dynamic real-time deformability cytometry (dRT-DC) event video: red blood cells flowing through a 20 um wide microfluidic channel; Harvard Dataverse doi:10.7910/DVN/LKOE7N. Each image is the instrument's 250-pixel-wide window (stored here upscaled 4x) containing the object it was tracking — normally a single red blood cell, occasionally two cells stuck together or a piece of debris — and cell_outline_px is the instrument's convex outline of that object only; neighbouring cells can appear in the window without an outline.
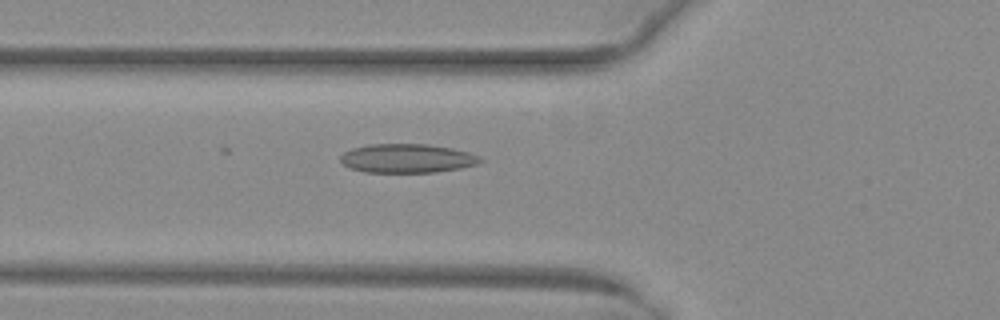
{"species": "common noctule bat (a hibernating species)", "species_latin": "Nyctalus noctula", "temperature_condition": "warm", "stored_images_in_passage": 20, "camera_frame_rate_fps": 3000, "um_per_image_px": 0.085, "animal": {"sex": "female", "body_mass_g": 29.2, "forearm_length_mm": 56.3}, "frame": {"image": 1, "passage_image": 20, "time_ms": 6.333, "image_size_px": [1000, 320], "cell_outline_px": [[484, 160], [476, 164], [460, 168], [436, 172], [364, 172], [348, 168], [340, 160], [340, 156], [344, 152], [352, 148], [368, 144], [428, 144], [452, 148], [468, 152], [480, 156]], "centroid_in_image_um": [34.59, 13.46], "position_along_channel_um": 91.2, "area_um2": 23.64}}